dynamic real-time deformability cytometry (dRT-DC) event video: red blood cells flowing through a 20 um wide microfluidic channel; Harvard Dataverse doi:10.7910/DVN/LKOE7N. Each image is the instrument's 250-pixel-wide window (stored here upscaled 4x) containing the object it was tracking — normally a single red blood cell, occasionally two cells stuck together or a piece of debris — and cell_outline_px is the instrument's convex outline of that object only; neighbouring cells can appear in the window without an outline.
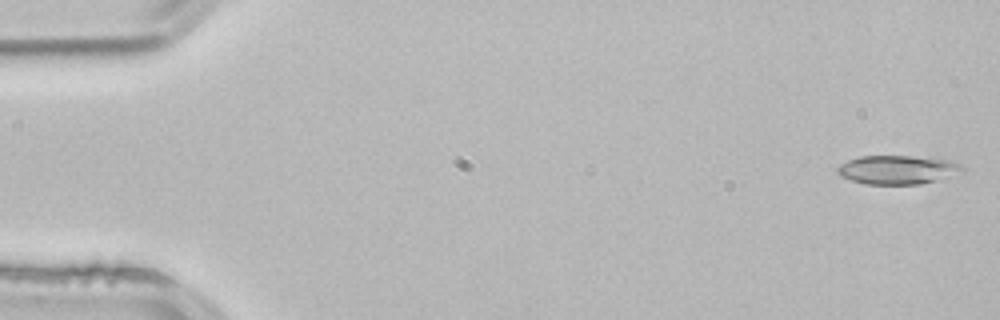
{"species": "common noctule bat (a hibernating species)", "species_latin": "Nyctalus noctula", "temperature_condition": "room temperature", "stored_images_in_passage": 4, "camera_frame_rate_fps": 3000, "um_per_image_px": 0.085, "animal": {"sex": "male", "body_mass_g": 21.5, "forearm_length_mm": 52.0}, "frame": {"image": 1, "passage_image": 1, "time_ms": 0.0, "image_size_px": [1000, 320], "cell_outline_px": [[964, 172], [936, 180], [920, 184], [864, 184], [840, 176], [836, 172], [836, 168], [840, 164], [848, 160], [860, 156], [912, 156], [948, 160], [960, 164], [964, 168]], "centroid_in_image_um": [76.27, 14.43], "position_along_channel_um": 8.7, "area_um2": 20.92}}
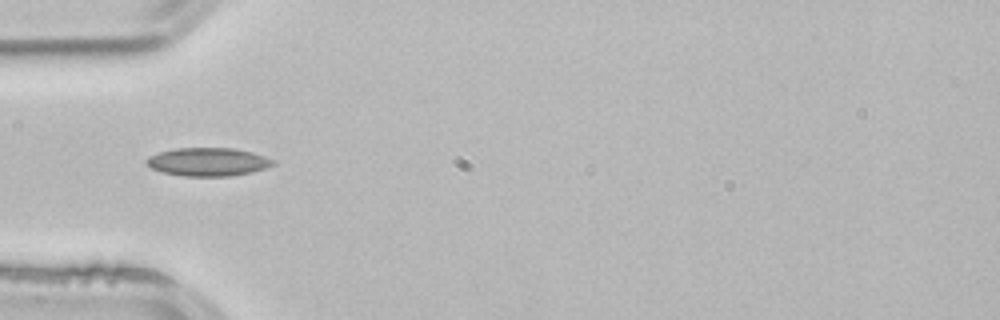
{"frame": {"image": 2, "passage_image": 4, "time_ms": 1.0, "image_size_px": [1000, 320], "cell_outline_px": [[276, 164], [252, 172], [228, 176], [184, 176], [164, 172], [152, 168], [144, 160], [148, 156], [160, 152], [176, 148], [232, 148], [252, 152], [276, 160]], "centroid_in_image_um": [17.7, 13.75], "position_along_channel_um": 67.3, "area_um2": 20.75}}